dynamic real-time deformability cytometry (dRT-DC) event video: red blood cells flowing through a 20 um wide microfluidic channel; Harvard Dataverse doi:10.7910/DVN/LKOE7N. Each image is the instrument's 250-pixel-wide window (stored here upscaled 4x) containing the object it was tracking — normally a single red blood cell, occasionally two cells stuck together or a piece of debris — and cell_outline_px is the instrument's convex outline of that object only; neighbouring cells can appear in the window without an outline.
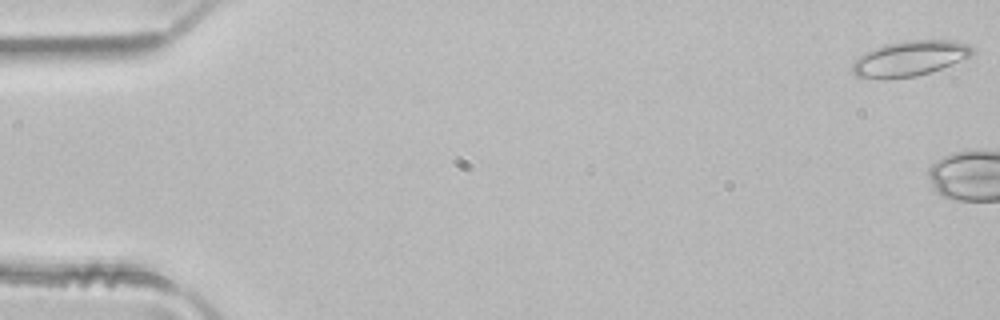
{"species": "common noctule bat (a hibernating species)", "species_latin": "Nyctalus noctula", "temperature_condition": "room temperature", "stored_images_in_passage": 4, "camera_frame_rate_fps": 3000, "um_per_image_px": 0.085, "animal": {"sex": "male", "body_mass_g": 21.5, "forearm_length_mm": 52.0}, "frame": {"image": 1, "passage_image": 1, "time_ms": 0.0, "image_size_px": [1000, 320], "cell_outline_px": [[972, 56], [940, 68], [916, 76], [856, 76], [852, 72], [852, 64], [864, 52], [884, 44], [908, 40], [952, 40], [968, 44], [972, 48]], "centroid_in_image_um": [77.36, 4.91], "position_along_channel_um": 7.6, "area_um2": 23.76}}